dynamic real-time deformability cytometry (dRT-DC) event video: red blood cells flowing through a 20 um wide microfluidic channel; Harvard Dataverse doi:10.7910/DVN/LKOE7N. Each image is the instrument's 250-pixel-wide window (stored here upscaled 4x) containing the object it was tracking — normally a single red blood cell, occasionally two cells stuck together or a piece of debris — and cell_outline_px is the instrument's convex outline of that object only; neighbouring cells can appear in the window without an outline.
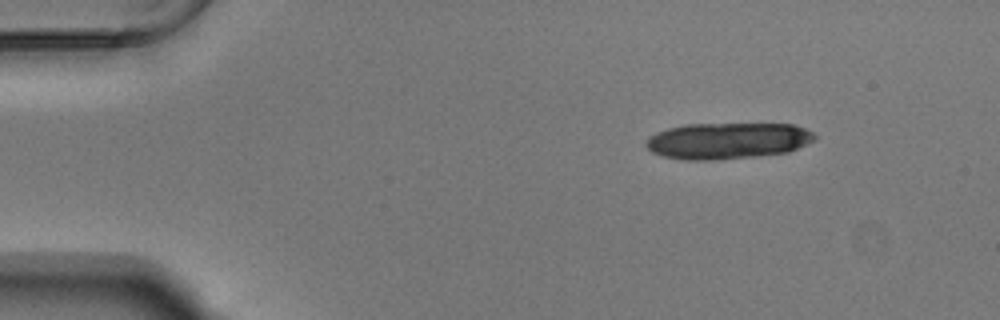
{"species": "Egyptian fruit bat (a non-hibernating species)", "species_latin": "Rousettus aegyptiacus", "temperature_condition": "warm", "stored_images_in_passage": 49, "camera_frame_rate_fps": 3000, "um_per_image_px": 0.085, "animal": {"sex": "male"}, "frame": {"image": 1, "passage_image": 1, "time_ms": 0.0, "image_size_px": [1000, 320], "cell_outline_px": [[816, 136], [812, 140], [788, 152], [756, 156], [712, 160], [688, 160], [664, 156], [652, 152], [644, 144], [648, 136], [656, 132], [668, 128], [684, 124], [796, 124], [812, 132]], "centroid_in_image_um": [61.79, 11.95], "position_along_channel_um": 23.2, "area_um2": 35.55}}
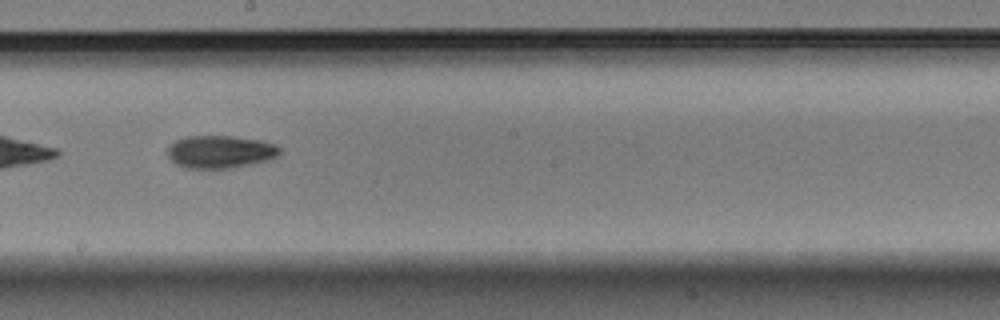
{"frame": {"image": 2, "passage_image": 25, "time_ms": 8.0, "image_size_px": [1000, 320], "cell_outline_px": [[280, 156], [268, 160], [252, 164], [232, 168], [184, 168], [176, 164], [168, 156], [168, 148], [176, 140], [184, 136], [232, 136], [260, 140], [276, 144], [280, 148]], "centroid_in_image_um": [18.75, 12.9], "position_along_channel_um": 229.5, "area_um2": 21.5}}
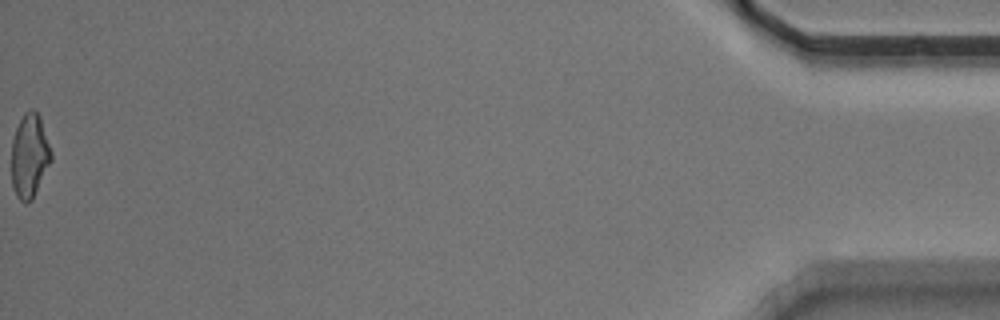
{"frame": {"image": 3, "passage_image": 49, "time_ms": 16.0, "image_size_px": [1000, 320], "cell_outline_px": [[52, 160], [32, 200], [28, 204], [24, 204], [16, 196], [12, 184], [12, 140], [16, 128], [24, 112], [32, 108], [40, 116], [52, 152]], "centroid_in_image_um": [2.52, 13.26], "position_along_channel_um": 432.7, "area_um2": 19.54}, "authors_computed_cell_mechanics": {"area_um2": 21.097, "velocity_mm_per_s": 3.7517, "shape_relaxation_time_tau1_ms": 5.5461, "shape_relaxation_time_tau2_ms": 5.8003, "deformation_change_tau1": 0.1571, "deformation_change_tau2": 0.1383}}